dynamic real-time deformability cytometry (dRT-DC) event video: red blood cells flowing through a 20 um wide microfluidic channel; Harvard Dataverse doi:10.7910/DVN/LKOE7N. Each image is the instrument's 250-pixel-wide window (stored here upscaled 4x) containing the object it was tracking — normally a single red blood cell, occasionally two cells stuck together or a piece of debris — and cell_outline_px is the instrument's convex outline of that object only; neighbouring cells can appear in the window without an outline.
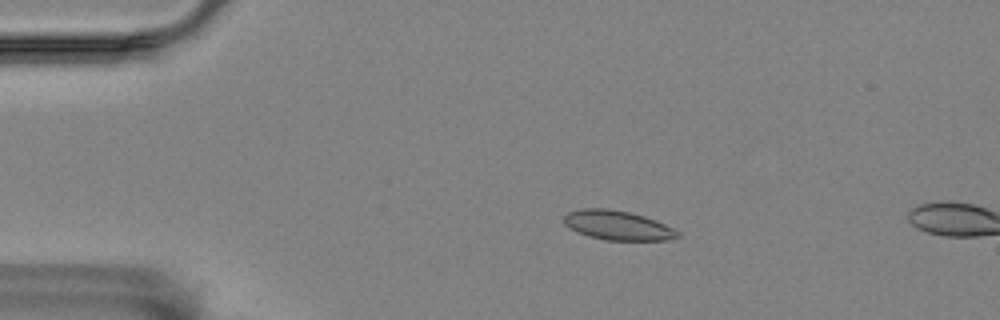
{"species": "Egyptian fruit bat (a non-hibernating species)", "species_latin": "Rousettus aegyptiacus", "temperature_condition": "room temperature", "stored_images_in_passage": 13, "camera_frame_rate_fps": 3000, "um_per_image_px": 0.085, "animal": {"sex": "female"}, "frame": {"image": 1, "passage_image": 11, "time_ms": 3.333, "image_size_px": [1000, 320], "cell_outline_px": [[680, 236], [668, 240], [604, 240], [588, 236], [576, 232], [568, 228], [564, 224], [564, 216], [568, 212], [584, 208], [608, 208], [628, 212], [644, 216], [656, 220], [680, 232]], "centroid_in_image_um": [52.47, 19.16], "position_along_channel_um": 32.5, "area_um2": 19.54}}